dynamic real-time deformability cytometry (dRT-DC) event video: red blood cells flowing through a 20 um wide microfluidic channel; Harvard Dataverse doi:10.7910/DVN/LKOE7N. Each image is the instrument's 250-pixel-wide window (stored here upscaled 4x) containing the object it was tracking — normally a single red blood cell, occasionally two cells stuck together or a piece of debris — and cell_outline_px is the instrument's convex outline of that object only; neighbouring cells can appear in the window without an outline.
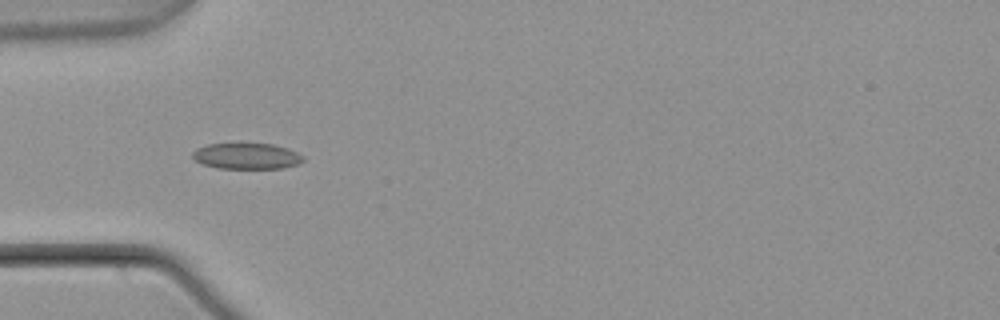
{"species": "common noctule bat (a hibernating species)", "species_latin": "Nyctalus noctula", "temperature_condition": "warm", "stored_images_in_passage": 8, "camera_frame_rate_fps": 3000, "um_per_image_px": 0.085, "animal": {"sex": "male", "body_mass_g": 21.5, "forearm_length_mm": 52.0}, "frame": {"image": 1, "passage_image": 5, "time_ms": 1.333, "image_size_px": [1000, 320], "cell_outline_px": [[304, 160], [300, 164], [284, 168], [216, 168], [204, 164], [196, 160], [192, 156], [192, 152], [196, 148], [208, 144], [272, 144], [288, 148], [304, 156]], "centroid_in_image_um": [20.99, 13.27], "position_along_channel_um": 64.0, "area_um2": 16.7}}
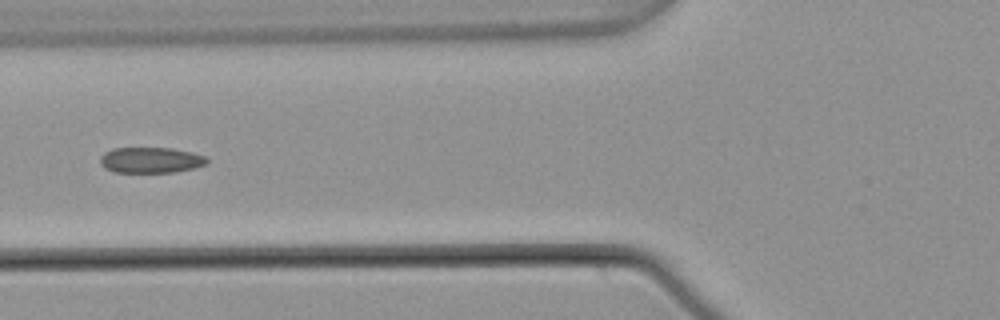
{"frame": {"image": 2, "passage_image": 6, "time_ms": 1.667, "image_size_px": [1000, 320], "cell_outline_px": [[208, 164], [192, 168], [172, 172], [112, 172], [104, 168], [100, 164], [100, 156], [104, 152], [112, 148], [172, 148], [192, 152], [204, 156], [208, 160]], "centroid_in_image_um": [12.77, 13.6], "position_along_channel_um": 113.0, "area_um2": 16.07}}
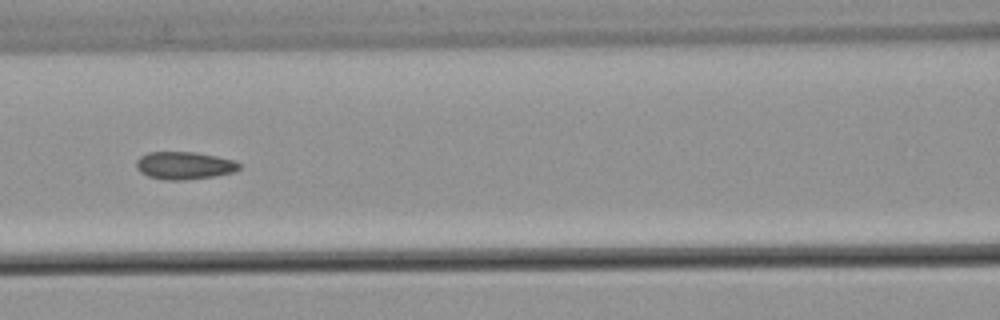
{"frame": {"image": 3, "passage_image": 7, "time_ms": 2.0, "image_size_px": [1000, 320], "cell_outline_px": [[240, 168], [236, 172], [216, 176], [184, 180], [164, 180], [148, 176], [140, 172], [136, 168], [136, 160], [140, 156], [148, 152], [192, 152], [216, 156], [232, 160], [240, 164]], "centroid_in_image_um": [15.65, 14.08], "position_along_channel_um": 151.0, "area_um2": 16.65}}